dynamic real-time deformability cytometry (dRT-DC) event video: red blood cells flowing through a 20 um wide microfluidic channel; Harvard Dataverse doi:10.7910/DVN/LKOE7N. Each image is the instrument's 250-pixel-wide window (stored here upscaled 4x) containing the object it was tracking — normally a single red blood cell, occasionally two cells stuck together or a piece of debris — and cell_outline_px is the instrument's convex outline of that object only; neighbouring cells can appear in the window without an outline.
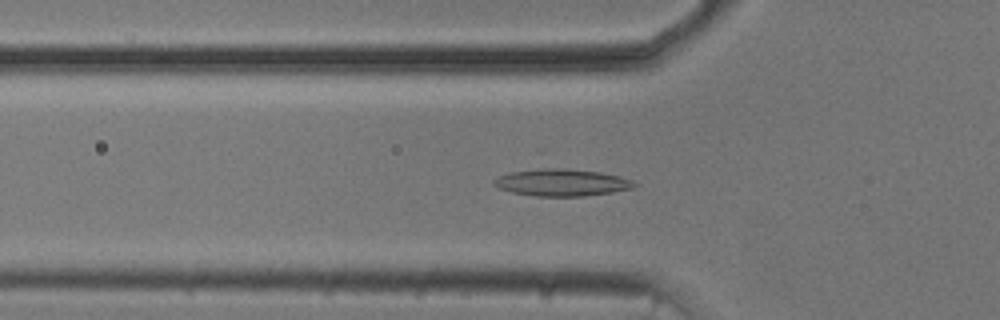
{"species": "common noctule bat (a hibernating species)", "species_latin": "Nyctalus noctula", "temperature_condition": "cold", "stored_images_in_passage": 41, "camera_frame_rate_fps": 3000, "um_per_image_px": 0.085, "animal": {"sex": "male", "body_mass_g": 20.5, "forearm_length_mm": 52.5}, "frame": {"image": 1, "passage_image": 5, "time_ms": 1.333, "image_size_px": [1000, 320], "cell_outline_px": [[636, 184], [632, 188], [612, 192], [584, 196], [536, 196], [512, 192], [500, 188], [492, 184], [492, 180], [500, 176], [512, 172], [548, 164], [600, 172], [620, 176], [632, 180]], "centroid_in_image_um": [47.71, 15.46], "position_along_channel_um": 78.1, "area_um2": 22.89}}
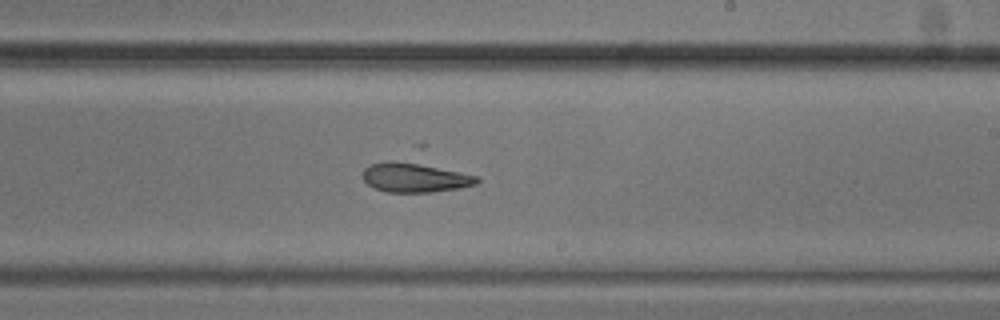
{"frame": {"image": 2, "passage_image": 19, "time_ms": 6.0, "image_size_px": [1000, 320], "cell_outline_px": [[480, 180], [476, 184], [460, 188], [432, 192], [388, 192], [376, 188], [368, 184], [364, 180], [364, 168], [372, 164], [388, 160], [392, 160], [416, 164], [480, 176]], "centroid_in_image_um": [35.27, 15.11], "position_along_channel_um": 253.7, "area_um2": 19.07}}
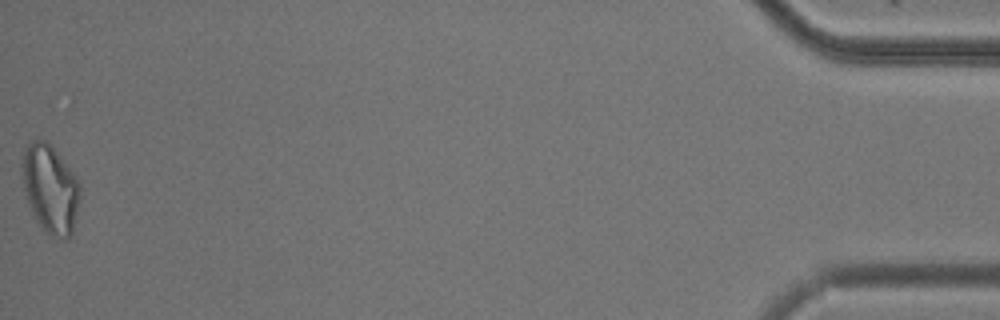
{"frame": {"image": 3, "passage_image": 41, "time_ms": 13.333, "image_size_px": [1000, 320], "cell_outline_px": [[80, 200], [72, 232], [68, 240], [64, 240], [48, 236], [36, 220], [28, 204], [24, 188], [20, 168], [20, 164], [24, 148], [32, 140], [44, 140], [56, 152], [72, 172], [80, 184]], "centroid_in_image_um": [4.25, 16.1], "position_along_channel_um": 430.9, "area_um2": 29.94}}